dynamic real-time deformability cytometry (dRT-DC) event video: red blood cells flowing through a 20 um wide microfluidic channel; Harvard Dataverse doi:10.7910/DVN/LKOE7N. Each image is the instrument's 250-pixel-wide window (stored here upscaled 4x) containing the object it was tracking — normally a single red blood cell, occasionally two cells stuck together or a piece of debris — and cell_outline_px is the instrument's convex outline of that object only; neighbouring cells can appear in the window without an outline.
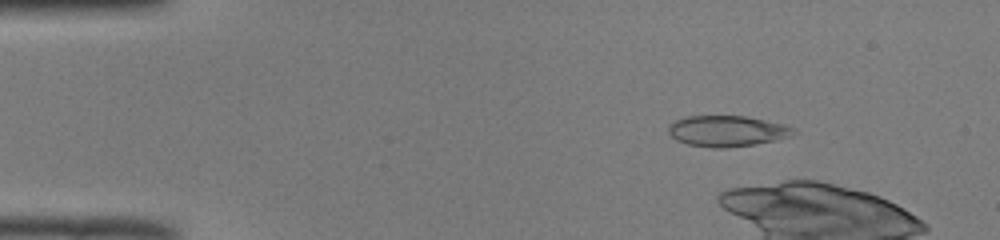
{"species": "common noctule bat (a hibernating species)", "species_latin": "Nyctalus noctula", "temperature_condition": "room temperature", "stored_images_in_passage": 11, "camera_frame_rate_fps": 3000, "um_per_image_px": 0.085, "animal": {"sex": "male", "body_mass_g": 19.0, "forearm_length_mm": 50.8}, "frame": {"image": 1, "passage_image": 5, "time_ms": 1.333, "image_size_px": [1000, 240], "cell_outline_px": [[800, 132], [792, 136], [776, 140], [756, 144], [728, 148], [712, 148], [688, 144], [676, 140], [668, 132], [668, 124], [684, 116], [748, 116], [784, 124], [796, 128]], "centroid_in_image_um": [61.85, 11.14], "position_along_channel_um": 23.1, "area_um2": 22.95}}